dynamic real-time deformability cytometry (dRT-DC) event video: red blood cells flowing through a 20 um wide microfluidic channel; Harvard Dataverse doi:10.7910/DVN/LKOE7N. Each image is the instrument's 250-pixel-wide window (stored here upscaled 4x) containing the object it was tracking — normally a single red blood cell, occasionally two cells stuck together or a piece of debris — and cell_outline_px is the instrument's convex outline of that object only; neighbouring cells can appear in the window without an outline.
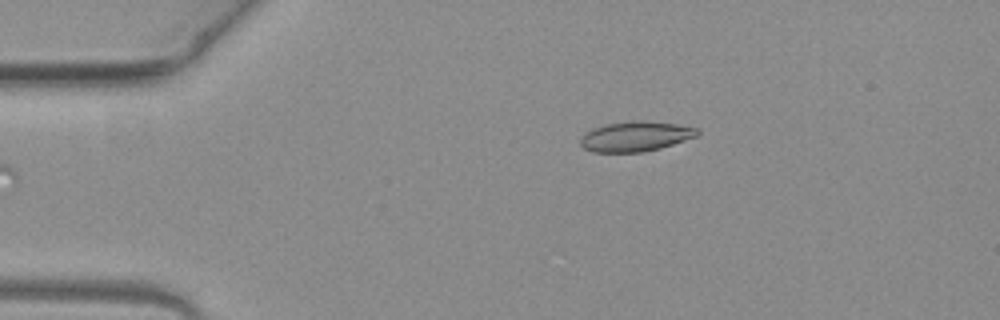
{"species": "common noctule bat (a hibernating species)", "species_latin": "Nyctalus noctula", "temperature_condition": "warm", "stored_images_in_passage": 12, "camera_frame_rate_fps": 3000, "um_per_image_px": 0.085, "animal": {"sex": "female", "body_mass_g": 19.3, "forearm_length_mm": 54.1}, "frame": {"image": 1, "passage_image": 1, "time_ms": 0.0, "image_size_px": [1000, 320], "cell_outline_px": [[700, 132], [696, 136], [660, 148], [640, 152], [592, 152], [584, 148], [580, 144], [580, 136], [584, 132], [592, 128], [604, 124], [632, 120], [640, 120], [676, 124], [700, 128]], "centroid_in_image_um": [53.97, 11.58], "position_along_channel_um": 31.0, "area_um2": 20.58}}
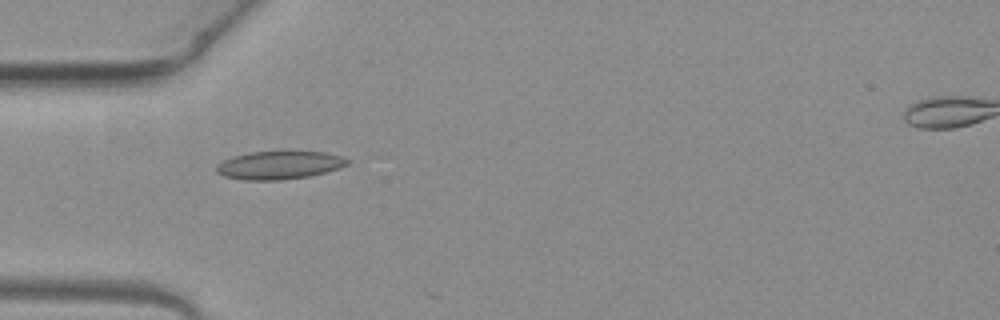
{"frame": {"image": 2, "passage_image": 7, "time_ms": 2.0, "image_size_px": [1000, 320], "cell_outline_px": [[352, 160], [348, 164], [340, 168], [312, 176], [280, 180], [244, 180], [224, 176], [216, 172], [216, 164], [232, 156], [252, 152], [288, 148], [324, 152], [340, 156]], "centroid_in_image_um": [23.78, 13.99], "position_along_channel_um": 61.2, "area_um2": 22.54}}
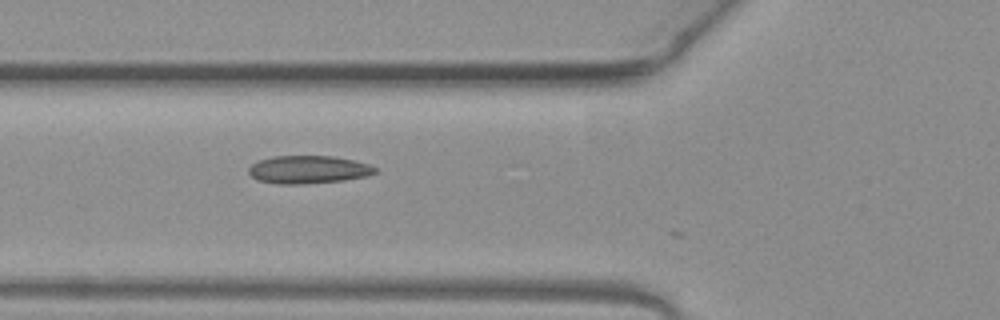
{"frame": {"image": 3, "passage_image": 10, "time_ms": 3.0, "image_size_px": [1000, 320], "cell_outline_px": [[380, 172], [368, 176], [344, 180], [304, 184], [276, 184], [256, 180], [248, 172], [248, 168], [252, 164], [260, 160], [272, 156], [332, 156], [352, 160], [368, 164], [380, 168]], "centroid_in_image_um": [26.24, 14.42], "position_along_channel_um": 99.6, "area_um2": 20.81}}